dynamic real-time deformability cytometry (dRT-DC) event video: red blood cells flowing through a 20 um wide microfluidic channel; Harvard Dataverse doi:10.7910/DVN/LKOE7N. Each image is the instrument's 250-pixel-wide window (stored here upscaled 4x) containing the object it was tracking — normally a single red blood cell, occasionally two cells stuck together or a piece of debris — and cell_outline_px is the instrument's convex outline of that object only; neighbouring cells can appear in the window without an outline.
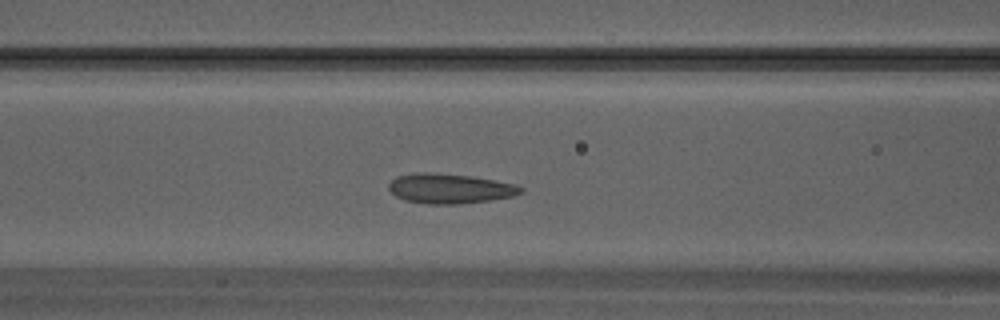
{"species": "Egyptian fruit bat (a non-hibernating species)", "species_latin": "Rousettus aegyptiacus", "temperature_condition": "warm", "stored_images_in_passage": 29, "camera_frame_rate_fps": 3000, "um_per_image_px": 0.085, "animal": {"sex": "male"}, "frame": {"image": 1, "passage_image": 9, "time_ms": 2.667, "image_size_px": [1000, 320], "cell_outline_px": [[524, 192], [516, 196], [492, 200], [460, 204], [428, 204], [404, 200], [396, 196], [388, 188], [388, 184], [396, 176], [416, 172], [428, 172], [472, 176], [516, 184], [524, 188]], "centroid_in_image_um": [38.27, 16.03], "position_along_channel_um": 128.3, "area_um2": 23.24}}
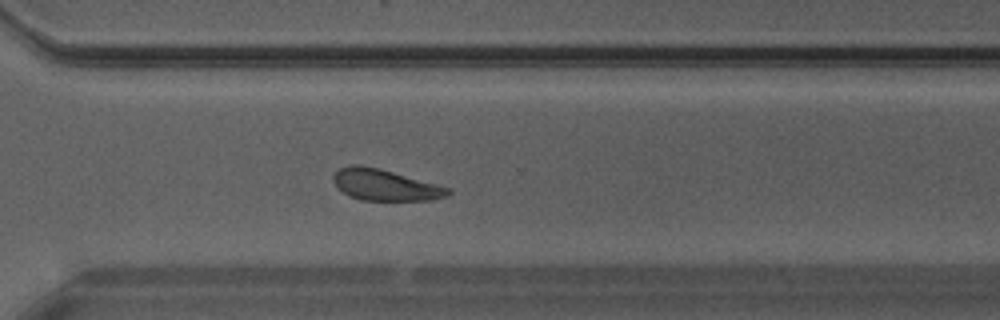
{"frame": {"image": 2, "passage_image": 19, "time_ms": 6.0, "image_size_px": [1000, 320], "cell_outline_px": [[452, 192], [448, 196], [432, 200], [360, 200], [348, 196], [336, 188], [332, 180], [332, 176], [340, 168], [352, 164], [356, 164], [380, 168], [452, 188]], "centroid_in_image_um": [32.73, 15.72], "position_along_channel_um": 337.9, "area_um2": 21.21}}
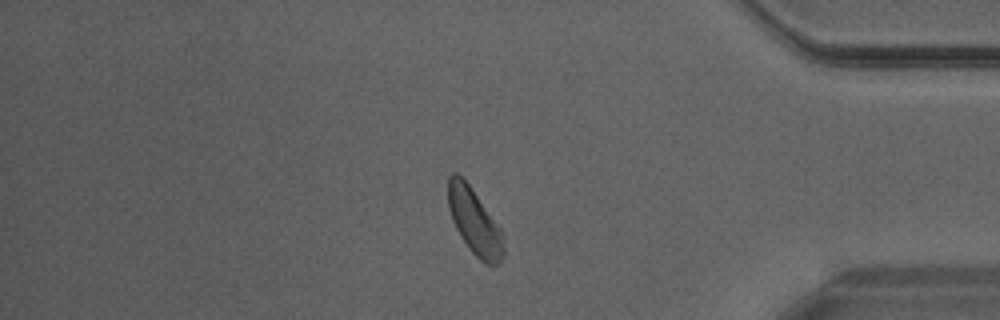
{"frame": {"image": 3, "passage_image": 23, "time_ms": 7.333, "image_size_px": [1000, 320], "cell_outline_px": [[504, 256], [500, 264], [484, 264], [472, 252], [460, 236], [452, 220], [448, 208], [448, 176], [452, 172], [456, 172], [468, 184], [500, 228], [504, 236]], "centroid_in_image_um": [40.33, 18.87], "position_along_channel_um": 394.9, "area_um2": 21.15}}